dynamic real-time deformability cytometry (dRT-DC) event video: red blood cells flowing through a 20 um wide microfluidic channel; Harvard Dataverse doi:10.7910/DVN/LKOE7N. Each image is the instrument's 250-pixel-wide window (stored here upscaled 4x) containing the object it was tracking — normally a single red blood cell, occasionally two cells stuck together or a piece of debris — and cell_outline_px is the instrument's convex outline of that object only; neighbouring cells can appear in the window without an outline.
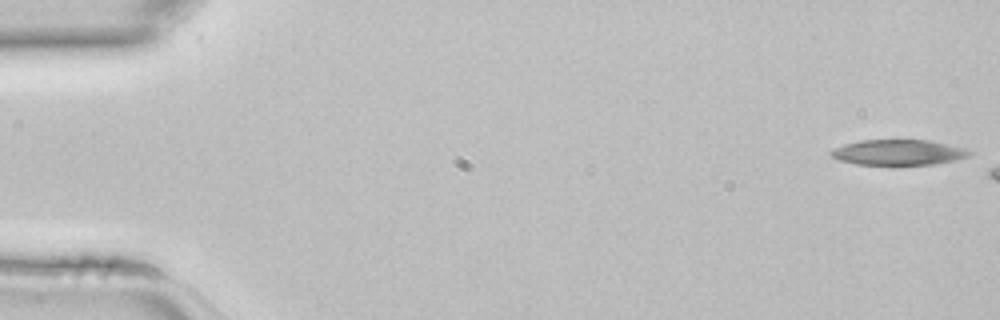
{"species": "common noctule bat (a hibernating species)", "species_latin": "Nyctalus noctula", "temperature_condition": "room temperature", "stored_images_in_passage": 6, "camera_frame_rate_fps": 3000, "um_per_image_px": 0.085, "animal": {"sex": "female", "body_mass_g": 22.7, "forearm_length_mm": 54.2}, "frame": {"image": 1, "passage_image": 1, "time_ms": 0.0, "image_size_px": [1000, 320], "cell_outline_px": [[972, 152], [968, 156], [956, 160], [932, 164], [856, 164], [840, 160], [832, 156], [832, 148], [844, 144], [860, 140], [928, 140], [964, 148]], "centroid_in_image_um": [76.35, 12.94], "position_along_channel_um": 8.6, "area_um2": 20.17}}